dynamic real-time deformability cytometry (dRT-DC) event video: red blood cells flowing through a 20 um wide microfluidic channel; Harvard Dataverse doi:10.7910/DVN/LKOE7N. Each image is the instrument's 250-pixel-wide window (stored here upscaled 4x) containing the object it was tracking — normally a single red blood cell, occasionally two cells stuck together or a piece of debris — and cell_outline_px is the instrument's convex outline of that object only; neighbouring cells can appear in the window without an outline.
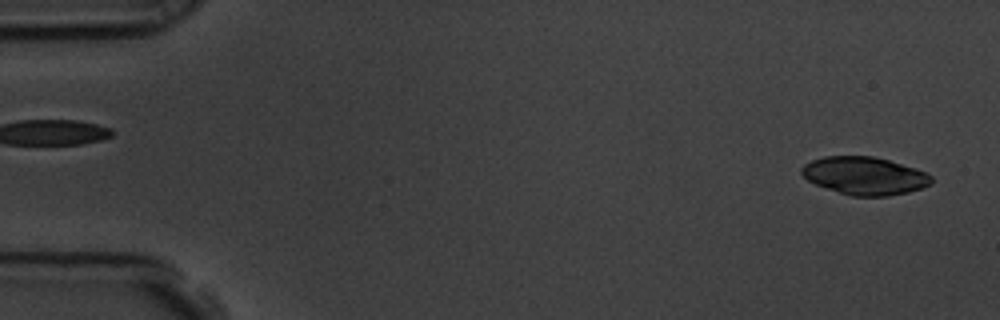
{"species": "common noctule bat (a hibernating species)", "species_latin": "Nyctalus noctula", "temperature_condition": "room temperature", "stored_images_in_passage": 33, "camera_frame_rate_fps": 3000, "um_per_image_px": 0.085, "animal": {"sex": "male", "body_mass_g": 19.5, "forearm_length_mm": 54.6}, "frame": {"image": 1, "passage_image": 2, "time_ms": 0.333, "image_size_px": [1000, 320], "cell_outline_px": [[932, 184], [908, 192], [888, 196], [852, 196], [816, 184], [808, 180], [800, 172], [800, 168], [804, 164], [812, 160], [824, 156], [872, 156], [888, 160], [916, 168], [932, 176]], "centroid_in_image_um": [73.49, 14.93], "position_along_channel_um": 11.5, "area_um2": 28.44}}